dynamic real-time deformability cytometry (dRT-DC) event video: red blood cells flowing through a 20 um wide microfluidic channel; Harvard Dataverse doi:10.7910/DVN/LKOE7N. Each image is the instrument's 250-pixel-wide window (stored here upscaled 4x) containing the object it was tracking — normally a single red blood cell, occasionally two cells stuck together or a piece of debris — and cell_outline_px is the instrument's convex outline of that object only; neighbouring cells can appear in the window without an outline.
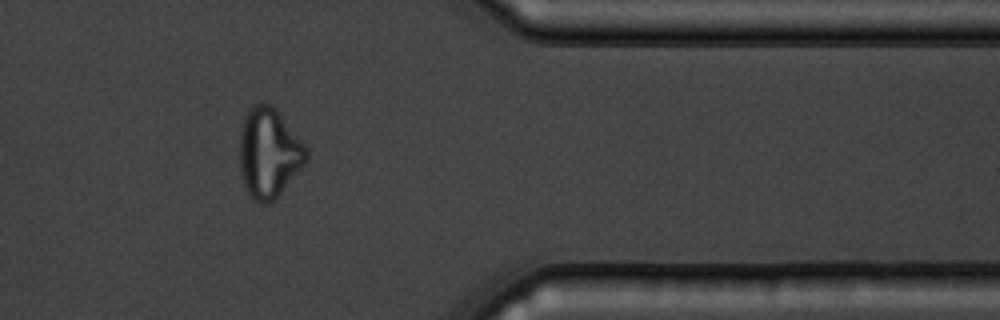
{"species": "common noctule bat (a hibernating species)", "species_latin": "Nyctalus noctula", "temperature_condition": "warm", "stored_images_in_passage": 15, "camera_frame_rate_fps": 3000, "um_per_image_px": 0.085, "animal": {"sex": "male", "body_mass_g": 19.5, "forearm_length_mm": 54.6}, "frame": {"image": 1, "passage_image": 13, "time_ms": 14.333, "image_size_px": [1000, 320], "cell_outline_px": [[308, 160], [280, 192], [268, 204], [260, 204], [252, 200], [248, 196], [240, 172], [240, 128], [244, 116], [248, 108], [256, 104], [272, 104], [276, 108], [308, 148]], "centroid_in_image_um": [22.84, 12.99], "position_along_channel_um": 388.6, "area_um2": 35.03}}